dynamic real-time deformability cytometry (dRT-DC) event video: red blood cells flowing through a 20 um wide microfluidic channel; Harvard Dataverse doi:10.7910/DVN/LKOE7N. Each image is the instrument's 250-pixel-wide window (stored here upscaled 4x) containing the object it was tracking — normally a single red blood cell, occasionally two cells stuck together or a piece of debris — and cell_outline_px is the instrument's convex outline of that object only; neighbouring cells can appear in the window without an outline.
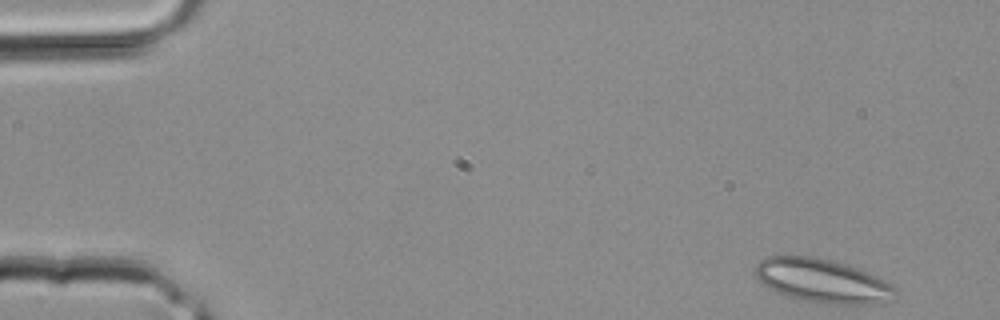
{"species": "common noctule bat (a hibernating species)", "species_latin": "Nyctalus noctula", "temperature_condition": "room temperature", "stored_images_in_passage": 3, "camera_frame_rate_fps": 3000, "um_per_image_px": 0.085, "animal": {"sex": "male", "body_mass_g": 20.4}, "frame": {"image": 1, "passage_image": 1, "time_ms": 0.0, "image_size_px": [1000, 320], "cell_outline_px": [[896, 292], [872, 304], [828, 304], [788, 296], [764, 284], [756, 276], [756, 264], [760, 260], [768, 256], [812, 256], [832, 260], [868, 272], [892, 284], [896, 288]], "centroid_in_image_um": [69.87, 23.84], "position_along_channel_um": 15.1, "area_um2": 34.68}}